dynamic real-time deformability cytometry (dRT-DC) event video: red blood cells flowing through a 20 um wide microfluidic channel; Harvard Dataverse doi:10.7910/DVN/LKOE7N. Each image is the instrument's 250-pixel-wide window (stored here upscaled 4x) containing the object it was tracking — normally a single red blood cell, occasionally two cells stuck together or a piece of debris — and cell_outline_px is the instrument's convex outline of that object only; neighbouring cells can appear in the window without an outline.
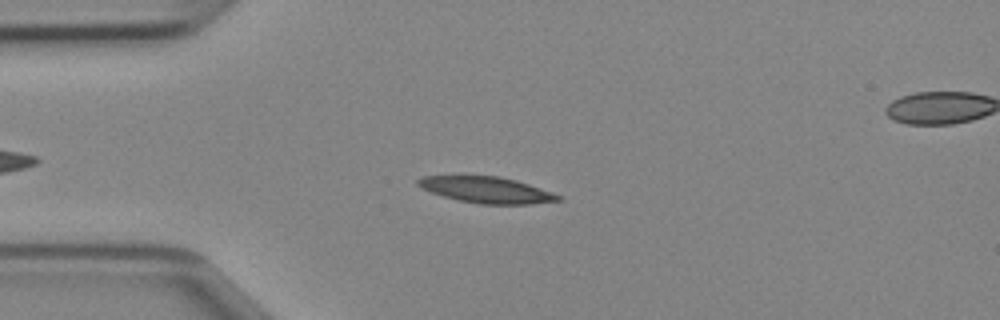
{"species": "Egyptian fruit bat (a non-hibernating species)", "species_latin": "Rousettus aegyptiacus", "temperature_condition": "cold", "stored_images_in_passage": 44, "segment_of_instrument_passage": [1, 2], "camera_frame_rate_fps": 3000, "um_per_image_px": 0.085, "animal": {"sex": "female"}, "frame": {"image": 1, "passage_image": 8, "time_ms": 2.333, "image_size_px": [1000, 320], "cell_outline_px": [[564, 200], [532, 204], [480, 204], [460, 200], [444, 196], [432, 192], [416, 184], [416, 180], [420, 176], [500, 176], [516, 180], [564, 196]], "centroid_in_image_um": [41.42, 16.14], "position_along_channel_um": 43.6, "area_um2": 21.33}}
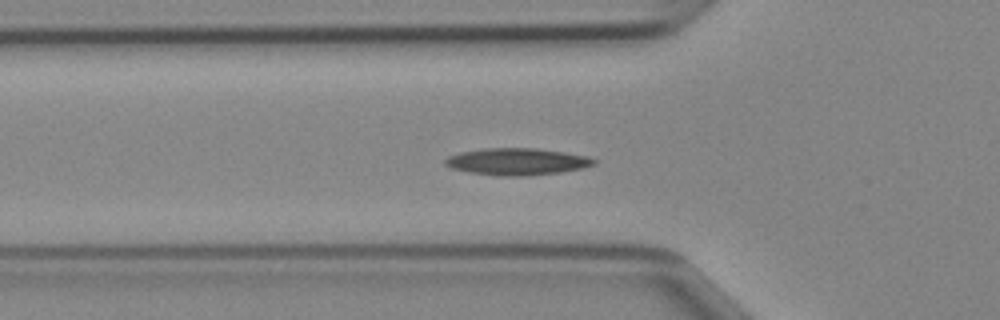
{"frame": {"image": 2, "passage_image": 12, "time_ms": 3.667, "image_size_px": [1000, 320], "cell_outline_px": [[596, 164], [580, 168], [560, 172], [524, 176], [504, 176], [472, 172], [452, 168], [444, 164], [444, 160], [448, 156], [460, 152], [484, 148], [536, 148], [564, 152], [588, 156], [596, 160]], "centroid_in_image_um": [43.95, 13.72], "position_along_channel_um": 81.9, "area_um2": 23.12}}
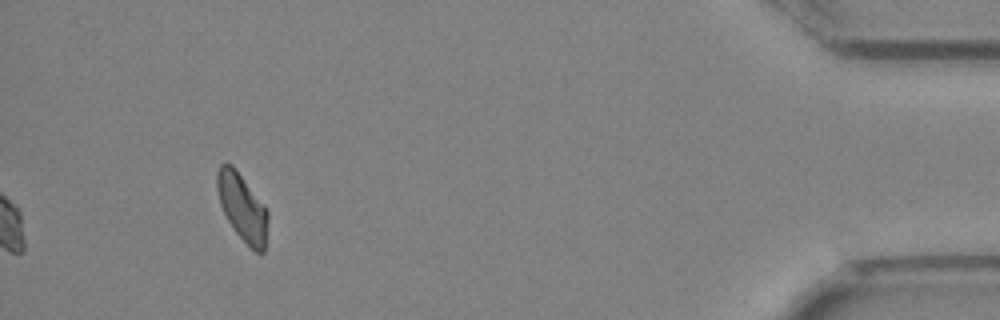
{"frame": {"image": 3, "passage_image": 40, "time_ms": 13.0, "image_size_px": [1000, 320], "cell_outline_px": [[268, 220], [264, 252], [260, 256], [236, 232], [228, 220], [220, 204], [216, 188], [216, 172], [220, 164], [232, 164], [236, 168], [264, 204], [268, 212]], "centroid_in_image_um": [20.6, 17.6], "position_along_channel_um": 414.6, "area_um2": 19.94}}